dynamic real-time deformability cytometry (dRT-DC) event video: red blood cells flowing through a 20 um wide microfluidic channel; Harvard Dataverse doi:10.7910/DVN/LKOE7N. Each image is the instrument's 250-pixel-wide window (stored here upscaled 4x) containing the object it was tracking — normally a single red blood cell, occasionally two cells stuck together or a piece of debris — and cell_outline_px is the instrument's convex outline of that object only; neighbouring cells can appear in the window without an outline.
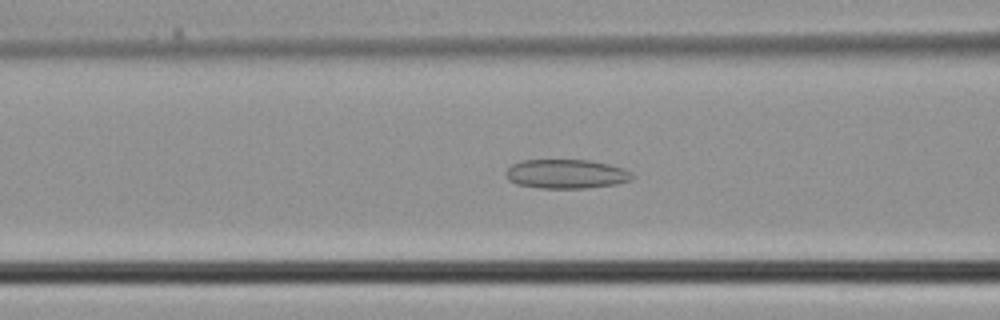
{"species": "common noctule bat (a hibernating species)", "species_latin": "Nyctalus noctula", "temperature_condition": "cold", "stored_images_in_passage": 39, "camera_frame_rate_fps": 3000, "um_per_image_px": 0.085, "animal": {"sex": "male", "body_mass_g": 21.5, "forearm_length_mm": 52.0}, "frame": {"image": 1, "passage_image": 16, "time_ms": 5.0, "image_size_px": [1000, 320], "cell_outline_px": [[636, 176], [632, 180], [616, 184], [584, 188], [540, 188], [516, 184], [508, 180], [504, 172], [512, 164], [520, 160], [588, 160], [608, 164], [624, 168], [632, 172]], "centroid_in_image_um": [48.14, 14.78], "position_along_channel_um": 118.5, "area_um2": 21.68}}
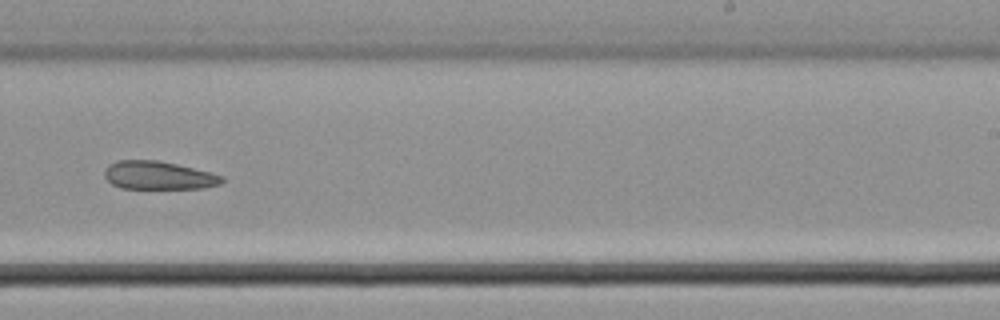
{"frame": {"image": 2, "passage_image": 25, "time_ms": 8.0, "image_size_px": [1000, 320], "cell_outline_px": [[224, 180], [220, 184], [204, 188], [120, 188], [112, 184], [104, 176], [104, 172], [108, 164], [116, 160], [156, 160], [176, 164], [224, 176]], "centroid_in_image_um": [13.44, 14.9], "position_along_channel_um": 275.6, "area_um2": 19.19}}
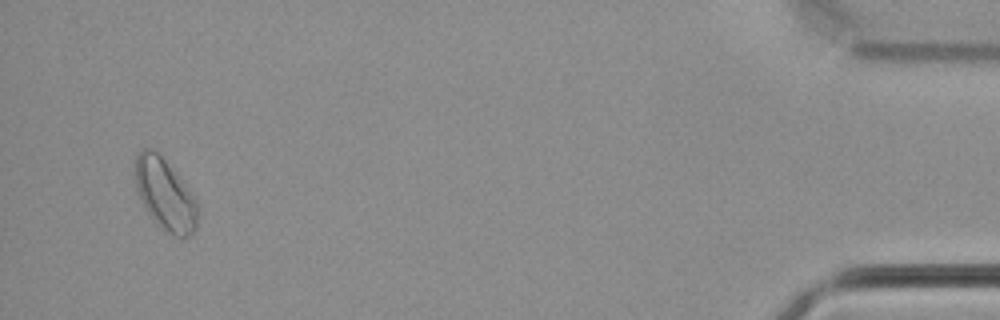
{"frame": {"image": 3, "passage_image": 38, "time_ms": 12.333, "image_size_px": [1000, 320], "cell_outline_px": [[200, 212], [196, 228], [188, 236], [172, 236], [160, 228], [156, 224], [148, 212], [136, 192], [132, 168], [136, 152], [140, 148], [152, 148], [164, 160], [196, 200]], "centroid_in_image_um": [13.97, 16.52], "position_along_channel_um": 421.2, "area_um2": 26.3}}